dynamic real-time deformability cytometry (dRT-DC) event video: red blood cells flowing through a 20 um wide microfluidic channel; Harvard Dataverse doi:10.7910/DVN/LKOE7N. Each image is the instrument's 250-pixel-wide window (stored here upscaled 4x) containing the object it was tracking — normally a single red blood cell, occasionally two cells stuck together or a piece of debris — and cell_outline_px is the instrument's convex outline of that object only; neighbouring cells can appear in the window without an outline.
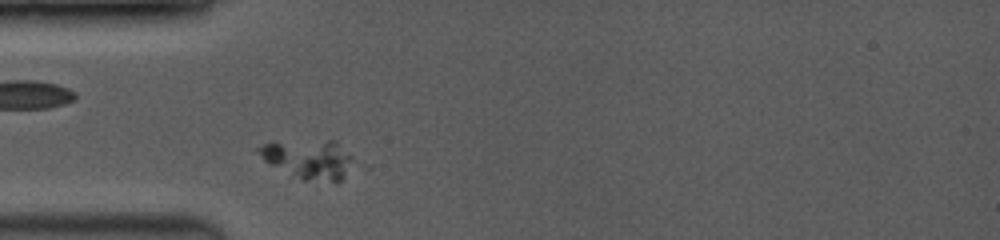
{"species": "common noctule bat (a hibernating species)", "species_latin": "Nyctalus noctula", "temperature_condition": "room temperature", "stored_images_in_passage": 40, "camera_frame_rate_fps": 3500, "um_per_image_px": 0.085, "animal": {"sex": "female", "body_mass_g": 19.0, "forearm_length_mm": 53.3}, "frame": {"image": 1, "passage_image": 4, "time_ms": 0.857, "image_size_px": [1000, 240], "cell_outline_px": [[372, 168], [336, 184], [304, 180], [268, 164], [264, 160], [256, 148], [264, 144], [328, 140], [336, 140]], "centroid_in_image_um": [26.71, 13.63], "position_along_channel_um": 58.3, "area_um2": 23.93}}
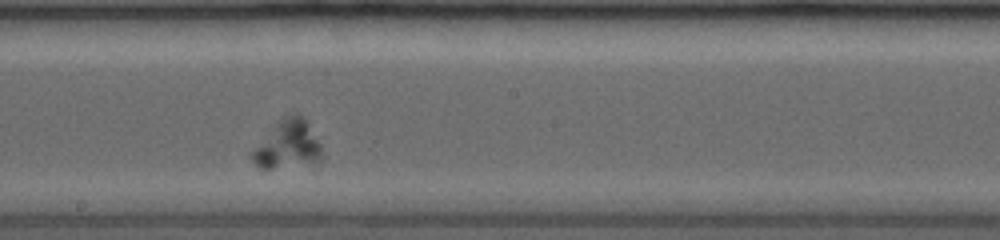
{"frame": {"image": 2, "passage_image": 22, "time_ms": 5.143, "image_size_px": [1000, 240], "cell_outline_px": [[324, 160], [272, 168], [260, 168], [248, 156], [248, 152], [280, 116], [288, 112], [292, 112], [304, 116], [320, 144], [324, 156]], "centroid_in_image_um": [24.4, 12.22], "position_along_channel_um": 223.8, "area_um2": 20.17}}
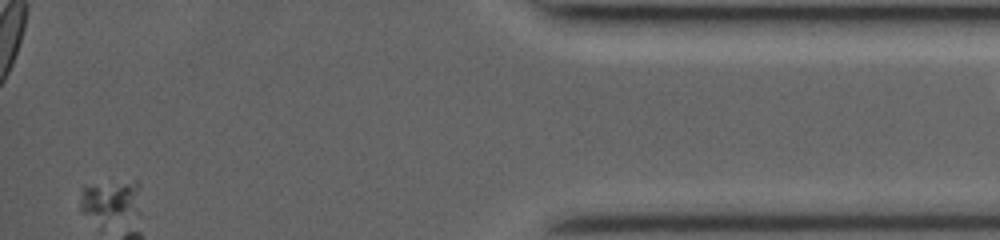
{"frame": {"image": 3, "passage_image": 40, "time_ms": 11.429, "image_size_px": [1000, 240], "cell_outline_px": [[140, 216], [92, 216], [80, 212], [80, 200], [84, 188], [136, 180], [140, 184]], "centroid_in_image_um": [9.52, 16.99], "position_along_channel_um": 425.7, "area_um2": 13.47}}